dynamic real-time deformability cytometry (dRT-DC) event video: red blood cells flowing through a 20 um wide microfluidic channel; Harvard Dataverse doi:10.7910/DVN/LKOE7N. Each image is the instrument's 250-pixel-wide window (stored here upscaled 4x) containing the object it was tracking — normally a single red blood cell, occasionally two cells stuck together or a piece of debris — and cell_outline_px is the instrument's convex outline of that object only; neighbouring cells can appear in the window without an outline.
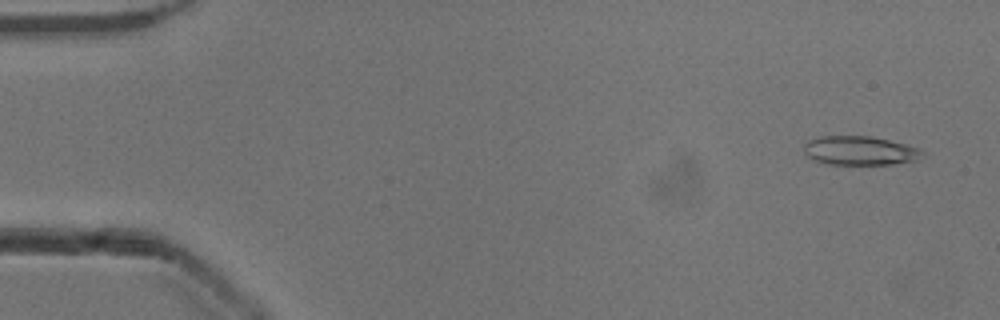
{"species": "common noctule bat (a hibernating species)", "species_latin": "Nyctalus noctula", "temperature_condition": "cold", "stored_images_in_passage": 26, "camera_frame_rate_fps": 3000, "um_per_image_px": 0.085, "animal": {"sex": "male", "body_mass_g": 13.3}, "frame": {"image": 1, "passage_image": 3, "time_ms": 0.667, "image_size_px": [1000, 320], "cell_outline_px": [[924, 152], [920, 160], [892, 164], [828, 164], [816, 160], [808, 156], [804, 152], [804, 144], [808, 140], [820, 136], [868, 136], [888, 140], [920, 148]], "centroid_in_image_um": [73.11, 12.8], "position_along_channel_um": 11.9, "area_um2": 19.94}}
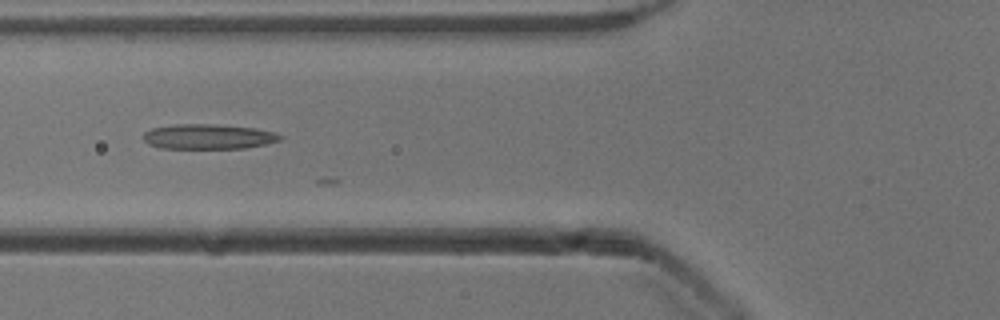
{"frame": {"image": 2, "passage_image": 20, "time_ms": 6.333, "image_size_px": [1000, 320], "cell_outline_px": [[284, 136], [280, 140], [264, 144], [244, 148], [160, 148], [148, 144], [144, 140], [144, 132], [152, 128], [176, 124], [212, 124], [256, 128], [272, 132]], "centroid_in_image_um": [17.69, 11.61], "position_along_channel_um": 108.1, "area_um2": 19.77}}
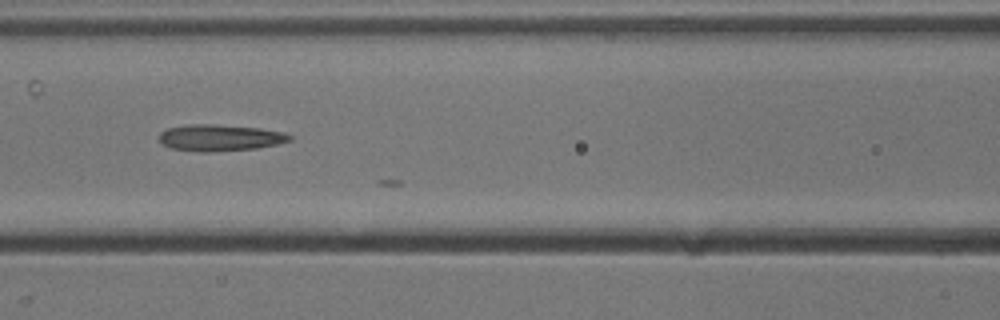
{"frame": {"image": 3, "passage_image": 23, "time_ms": 7.333, "image_size_px": [1000, 320], "cell_outline_px": [[292, 140], [276, 144], [256, 148], [212, 152], [200, 152], [172, 148], [160, 144], [160, 132], [168, 128], [188, 124], [212, 124], [260, 128], [284, 132], [292, 136]], "centroid_in_image_um": [18.68, 11.71], "position_along_channel_um": 147.9, "area_um2": 20.17}}